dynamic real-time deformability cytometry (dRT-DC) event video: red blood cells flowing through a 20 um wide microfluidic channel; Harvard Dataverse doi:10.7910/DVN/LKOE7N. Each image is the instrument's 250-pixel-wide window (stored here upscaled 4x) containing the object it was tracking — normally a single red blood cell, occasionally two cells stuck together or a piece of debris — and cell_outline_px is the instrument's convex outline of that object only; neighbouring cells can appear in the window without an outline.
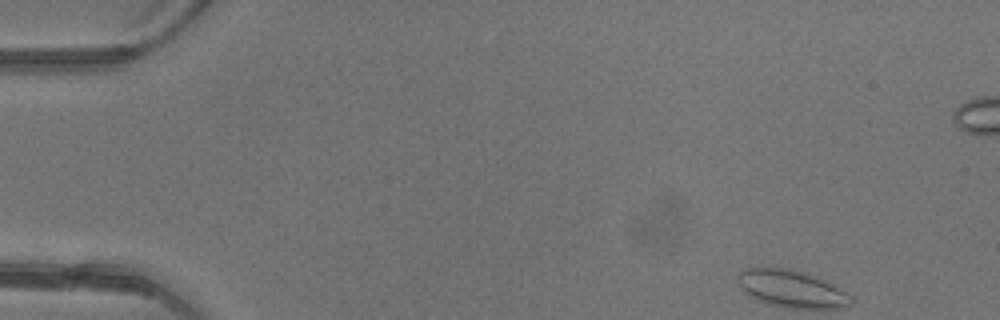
{"species": "common noctule bat (a hibernating species)", "species_latin": "Nyctalus noctula", "temperature_condition": "warm", "stored_images_in_passage": 45, "camera_frame_rate_fps": 3000, "um_per_image_px": 0.085, "animal": {"sex": "female"}, "frame": {"image": 1, "passage_image": 1, "time_ms": 0.0, "image_size_px": [1000, 320], "cell_outline_px": [[840, 304], [784, 304], [768, 300], [744, 288], [744, 272], [760, 268], [768, 268], [792, 272], [816, 280], [832, 288], [836, 292]], "centroid_in_image_um": [67.02, 24.45], "position_along_channel_um": 18.0, "area_um2": 17.69}}
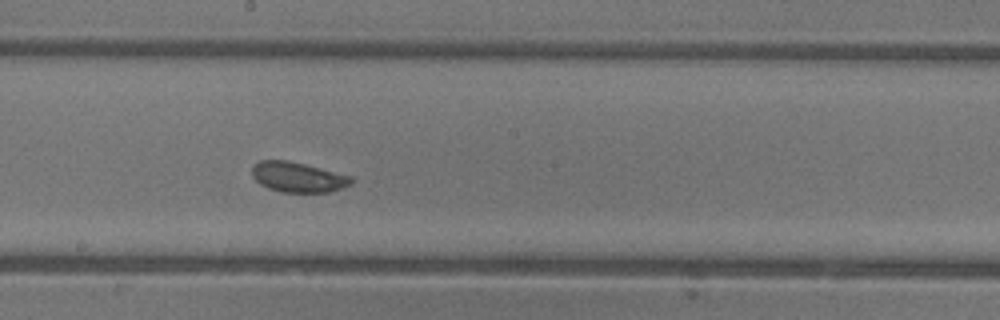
{"frame": {"image": 2, "passage_image": 23, "time_ms": 7.333, "image_size_px": [1000, 320], "cell_outline_px": [[352, 180], [348, 184], [324, 192], [288, 192], [272, 188], [256, 180], [252, 172], [252, 168], [256, 164], [264, 160], [284, 160], [348, 176]], "centroid_in_image_um": [25.25, 15.05], "position_along_channel_um": 222.9, "area_um2": 16.01}}
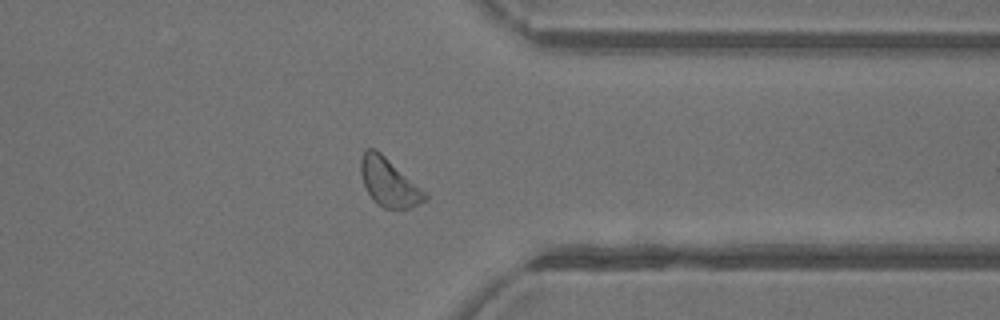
{"frame": {"image": 3, "passage_image": 34, "time_ms": 11.0, "image_size_px": [1000, 320], "cell_outline_px": [[428, 196], [424, 200], [408, 208], [384, 208], [368, 192], [364, 184], [360, 168], [360, 164], [364, 152], [368, 148], [372, 148], [380, 152]], "centroid_in_image_um": [33.02, 15.49], "position_along_channel_um": 378.4, "area_um2": 16.82}, "authors_computed_cell_mechanics": {"area_um2": 16.7042, "velocity_mm_per_s": 4.3783, "shape_relaxation_time_tau1_ms": null, "shape_relaxation_time_tau2_ms": 2.6456, "deformation_change_tau1": null, "deformation_change_tau2": 0.0874}}